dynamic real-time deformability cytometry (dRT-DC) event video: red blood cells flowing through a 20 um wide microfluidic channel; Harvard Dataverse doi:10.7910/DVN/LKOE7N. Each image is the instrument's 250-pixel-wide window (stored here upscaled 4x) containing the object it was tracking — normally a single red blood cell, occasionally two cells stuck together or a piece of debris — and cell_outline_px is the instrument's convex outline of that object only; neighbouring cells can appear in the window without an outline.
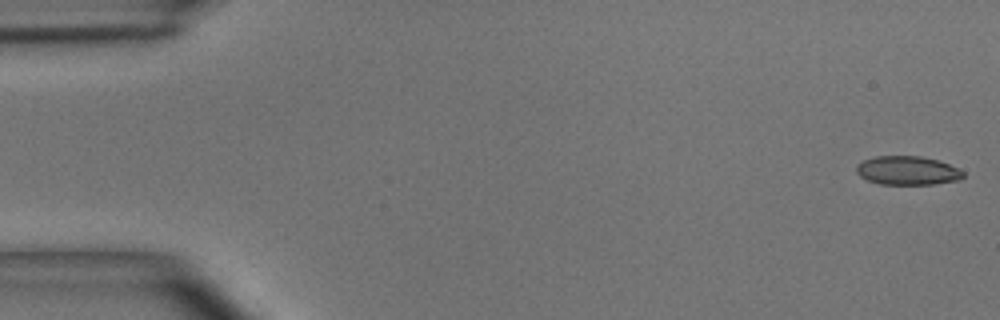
{"species": "common noctule bat (a hibernating species)", "species_latin": "Nyctalus noctula", "temperature_condition": "room temperature", "stored_images_in_passage": 5, "camera_frame_rate_fps": 3000, "um_per_image_px": 0.085, "animal": {"sex": "male", "body_mass_g": 15.6}, "frame": {"image": 1, "passage_image": 1, "time_ms": 0.0, "image_size_px": [1000, 320], "cell_outline_px": [[964, 176], [960, 180], [936, 184], [880, 184], [868, 180], [860, 176], [856, 172], [856, 164], [864, 160], [876, 156], [920, 156], [940, 160], [964, 172]], "centroid_in_image_um": [77.14, 14.49], "position_along_channel_um": 7.9, "area_um2": 17.98}}